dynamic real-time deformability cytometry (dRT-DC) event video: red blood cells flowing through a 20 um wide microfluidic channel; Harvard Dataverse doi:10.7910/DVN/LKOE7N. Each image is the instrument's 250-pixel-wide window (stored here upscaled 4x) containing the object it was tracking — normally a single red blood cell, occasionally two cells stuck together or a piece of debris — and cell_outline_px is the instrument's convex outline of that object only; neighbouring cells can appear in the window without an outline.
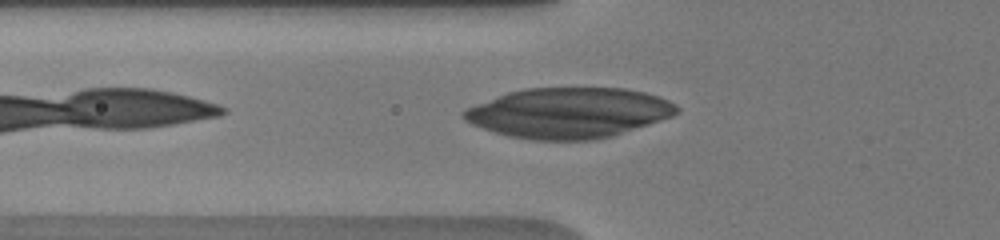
{"species": "human", "species_latin": "Homo sapiens", "temperature_condition": "warm", "stored_images_in_passage": 10, "camera_frame_rate_fps": 3000, "um_per_image_px": 0.085, "donor": {"sex": "male"}, "frame": {"image": 1, "passage_image": 2, "time_ms": 0.667, "image_size_px": [1000, 240], "cell_outline_px": [[680, 112], [672, 116], [612, 136], [588, 140], [532, 140], [508, 136], [472, 124], [464, 120], [460, 116], [460, 112], [476, 104], [508, 92], [524, 88], [624, 88], [644, 92], [660, 96], [676, 104], [680, 108]], "centroid_in_image_um": [48.35, 9.59], "position_along_channel_um": 77.4, "area_um2": 62.37}}
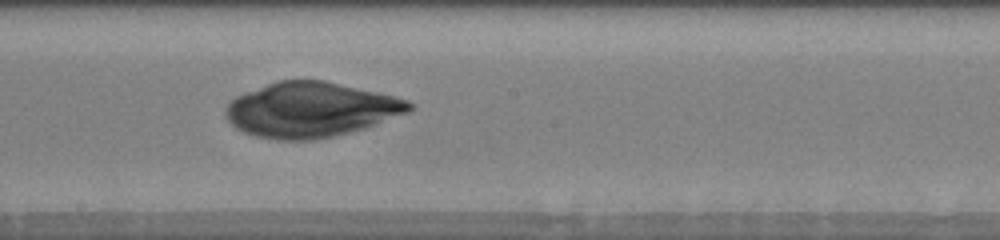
{"frame": {"image": 2, "passage_image": 9, "time_ms": 4.333, "image_size_px": [1000, 240], "cell_outline_px": [[416, 104], [408, 112], [364, 128], [332, 136], [312, 140], [280, 140], [256, 136], [244, 132], [236, 128], [224, 116], [224, 108], [236, 96], [244, 92], [276, 80], [324, 80], [376, 92], [408, 100]], "centroid_in_image_um": [26.37, 9.32], "position_along_channel_um": 221.8, "area_um2": 58.55}}
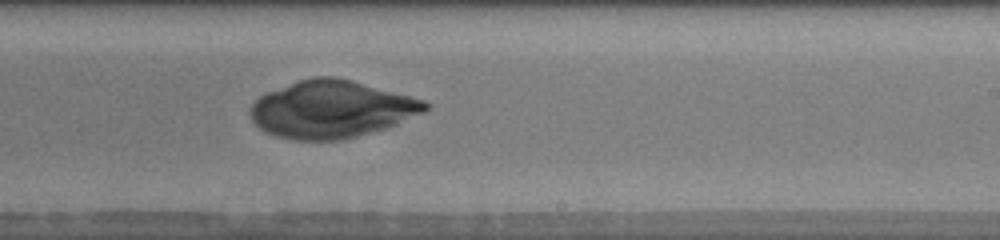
{"frame": {"image": 3, "passage_image": 10, "time_ms": 5.333, "image_size_px": [1000, 240], "cell_outline_px": [[428, 108], [424, 112], [396, 124], [384, 128], [356, 136], [340, 140], [292, 140], [276, 136], [264, 132], [252, 120], [252, 104], [264, 92], [312, 76], [332, 76], [352, 80], [424, 100], [428, 104]], "centroid_in_image_um": [28.15, 9.28], "position_along_channel_um": 260.8, "area_um2": 58.03}}